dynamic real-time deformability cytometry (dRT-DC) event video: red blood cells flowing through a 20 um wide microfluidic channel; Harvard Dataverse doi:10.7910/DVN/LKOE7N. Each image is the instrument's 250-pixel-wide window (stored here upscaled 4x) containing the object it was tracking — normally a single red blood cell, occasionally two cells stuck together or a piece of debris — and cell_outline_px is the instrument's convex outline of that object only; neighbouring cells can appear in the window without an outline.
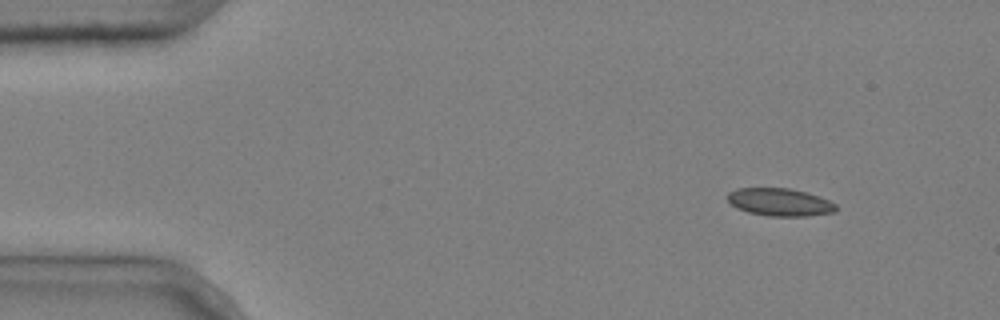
{"species": "common noctule bat (a hibernating species)", "species_latin": "Nyctalus noctula", "temperature_condition": "cold", "stored_images_in_passage": 3, "camera_frame_rate_fps": 3000, "um_per_image_px": 0.085, "animal": {"sex": "male", "body_mass_g": 20.4}, "frame": {"image": 1, "passage_image": 1, "time_ms": 0.0, "image_size_px": [1000, 320], "cell_outline_px": [[836, 212], [808, 216], [768, 216], [748, 212], [736, 208], [728, 200], [728, 192], [736, 188], [788, 188], [808, 192], [820, 196], [836, 204]], "centroid_in_image_um": [66.3, 17.18], "position_along_channel_um": 18.7, "area_um2": 17.63}}